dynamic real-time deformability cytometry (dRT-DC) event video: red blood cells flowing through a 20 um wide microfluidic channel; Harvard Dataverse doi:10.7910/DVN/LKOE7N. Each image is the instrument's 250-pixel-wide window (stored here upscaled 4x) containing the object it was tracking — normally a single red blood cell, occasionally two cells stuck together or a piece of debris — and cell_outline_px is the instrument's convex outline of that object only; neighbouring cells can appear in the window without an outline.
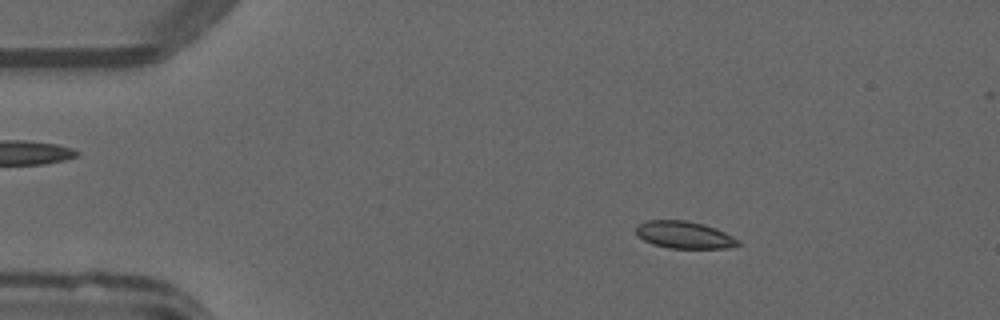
{"species": "common noctule bat (a hibernating species)", "species_latin": "Nyctalus noctula", "temperature_condition": "warm", "stored_images_in_passage": 50, "camera_frame_rate_fps": 3000, "um_per_image_px": 0.085, "animal": {"sex": "male", "forearm_length_mm": 52.5}, "frame": {"image": 1, "passage_image": 8, "time_ms": 2.333, "image_size_px": [1000, 320], "cell_outline_px": [[740, 244], [728, 248], [668, 248], [652, 244], [644, 240], [636, 232], [636, 228], [640, 224], [648, 220], [684, 220], [704, 224], [716, 228], [740, 240]], "centroid_in_image_um": [58.19, 19.97], "position_along_channel_um": 26.8, "area_um2": 16.07}}
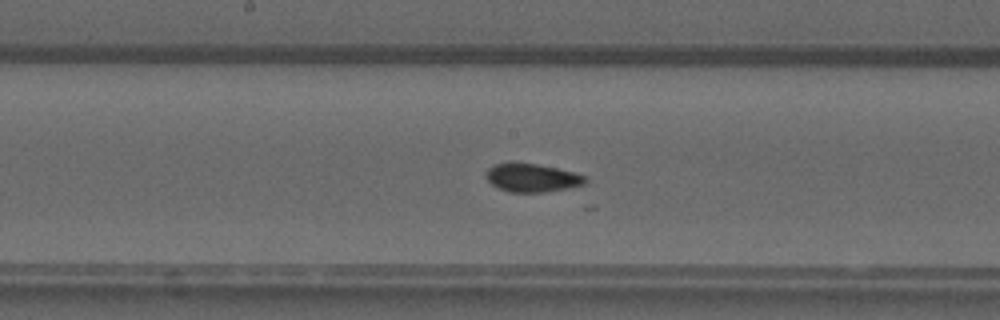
{"frame": {"image": 2, "passage_image": 26, "time_ms": 8.333, "image_size_px": [1000, 320], "cell_outline_px": [[588, 180], [584, 184], [568, 188], [544, 192], [508, 192], [496, 188], [484, 176], [488, 168], [492, 164], [512, 160], [536, 164], [576, 172], [588, 176]], "centroid_in_image_um": [45.18, 15.08], "position_along_channel_um": 203.0, "area_um2": 16.99}}
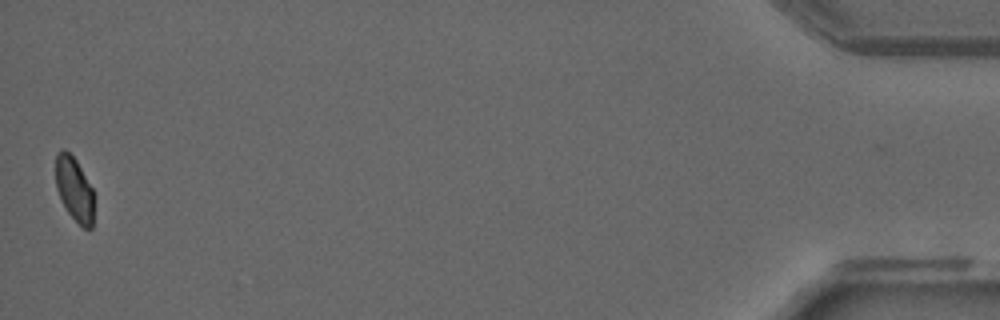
{"frame": {"image": 3, "passage_image": 50, "time_ms": 16.333, "image_size_px": [1000, 320], "cell_outline_px": [[92, 228], [84, 228], [68, 212], [56, 188], [56, 152], [64, 148], [76, 160], [92, 188]], "centroid_in_image_um": [6.29, 16.03], "position_along_channel_um": 428.9, "area_um2": 13.81}}